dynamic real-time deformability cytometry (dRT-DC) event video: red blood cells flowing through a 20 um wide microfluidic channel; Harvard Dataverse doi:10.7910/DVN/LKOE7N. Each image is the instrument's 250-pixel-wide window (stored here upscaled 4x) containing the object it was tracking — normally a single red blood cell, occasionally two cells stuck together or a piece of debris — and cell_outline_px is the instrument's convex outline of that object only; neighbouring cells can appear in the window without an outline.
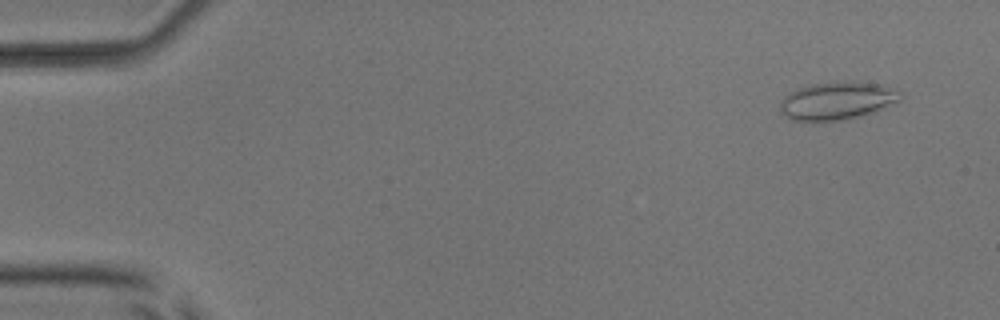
{"species": "common noctule bat (a hibernating species)", "species_latin": "Nyctalus noctula", "temperature_condition": "room temperature", "stored_images_in_passage": 6, "camera_frame_rate_fps": 3000, "um_per_image_px": 0.085, "animal": {"sex": "male", "body_mass_g": 17.9, "forearm_length_mm": 54.2}, "frame": {"image": 1, "passage_image": 2, "time_ms": 1.0, "image_size_px": [1000, 320], "cell_outline_px": [[900, 100], [872, 112], [860, 116], [844, 120], [788, 120], [780, 112], [780, 100], [788, 92], [796, 88], [808, 84], [836, 80], [856, 80], [884, 84], [896, 88], [900, 92]], "centroid_in_image_um": [71.13, 8.51], "position_along_channel_um": 13.9, "area_um2": 27.22}}
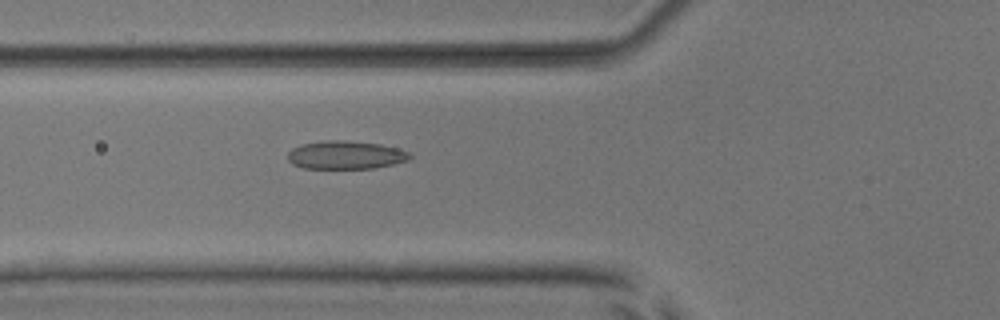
{"frame": {"image": 2, "passage_image": 6, "time_ms": 6.333, "image_size_px": [1000, 320], "cell_outline_px": [[412, 156], [408, 160], [392, 164], [372, 168], [304, 168], [292, 164], [288, 160], [288, 152], [292, 148], [300, 144], [328, 140], [344, 140], [380, 144], [396, 148], [408, 152]], "centroid_in_image_um": [29.34, 13.17], "position_along_channel_um": 96.5, "area_um2": 19.94}}